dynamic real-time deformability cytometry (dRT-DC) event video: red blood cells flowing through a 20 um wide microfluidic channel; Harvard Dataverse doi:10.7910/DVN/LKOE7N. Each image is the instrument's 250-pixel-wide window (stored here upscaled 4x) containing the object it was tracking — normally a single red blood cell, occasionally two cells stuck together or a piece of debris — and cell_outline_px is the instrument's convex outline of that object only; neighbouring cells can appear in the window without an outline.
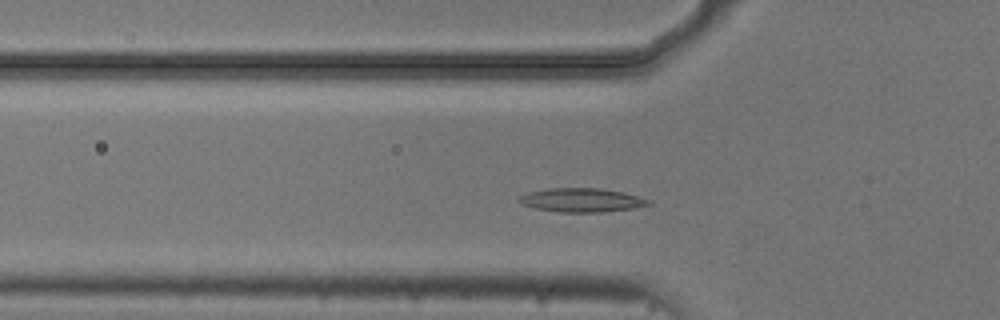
{"species": "common noctule bat (a hibernating species)", "species_latin": "Nyctalus noctula", "temperature_condition": "cold", "stored_images_in_passage": 41, "camera_frame_rate_fps": 3000, "um_per_image_px": 0.085, "animal": {"sex": "male", "body_mass_g": 20.5, "forearm_length_mm": 52.5}, "frame": {"image": 1, "passage_image": 4, "time_ms": 1.0, "image_size_px": [1000, 320], "cell_outline_px": [[652, 204], [632, 208], [604, 212], [556, 212], [536, 208], [520, 204], [516, 200], [520, 196], [528, 192], [548, 188], [600, 188], [624, 192], [652, 200]], "centroid_in_image_um": [49.43, 17.0], "position_along_channel_um": 76.4, "area_um2": 18.15}}
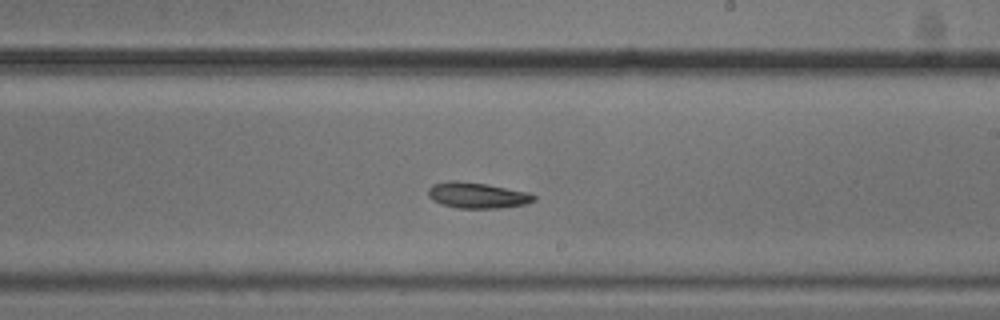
{"frame": {"image": 2, "passage_image": 18, "time_ms": 5.667, "image_size_px": [1000, 320], "cell_outline_px": [[536, 200], [524, 204], [500, 208], [456, 208], [440, 204], [432, 200], [428, 196], [428, 188], [432, 184], [448, 180], [456, 180], [488, 184], [528, 192], [536, 196]], "centroid_in_image_um": [40.53, 16.59], "position_along_channel_um": 248.5, "area_um2": 16.13}}
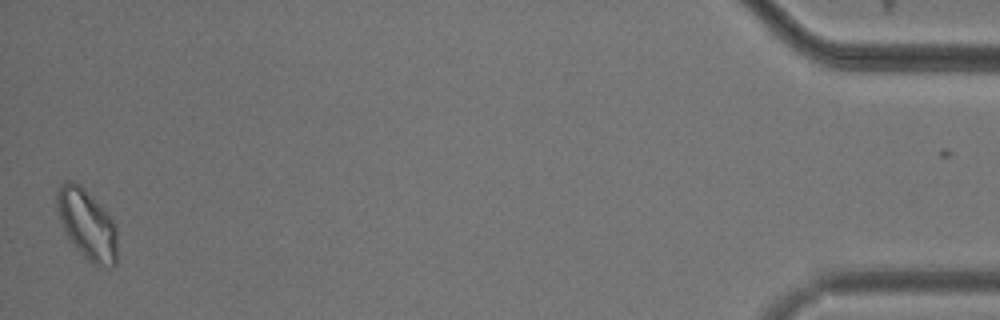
{"frame": {"image": 3, "passage_image": 40, "time_ms": 13.0, "image_size_px": [1000, 320], "cell_outline_px": [[116, 264], [112, 268], [96, 268], [84, 256], [68, 236], [60, 220], [56, 208], [56, 196], [64, 180], [72, 180], [80, 184], [108, 212], [116, 224]], "centroid_in_image_um": [7.43, 19.08], "position_along_channel_um": 427.8, "area_um2": 24.74}}